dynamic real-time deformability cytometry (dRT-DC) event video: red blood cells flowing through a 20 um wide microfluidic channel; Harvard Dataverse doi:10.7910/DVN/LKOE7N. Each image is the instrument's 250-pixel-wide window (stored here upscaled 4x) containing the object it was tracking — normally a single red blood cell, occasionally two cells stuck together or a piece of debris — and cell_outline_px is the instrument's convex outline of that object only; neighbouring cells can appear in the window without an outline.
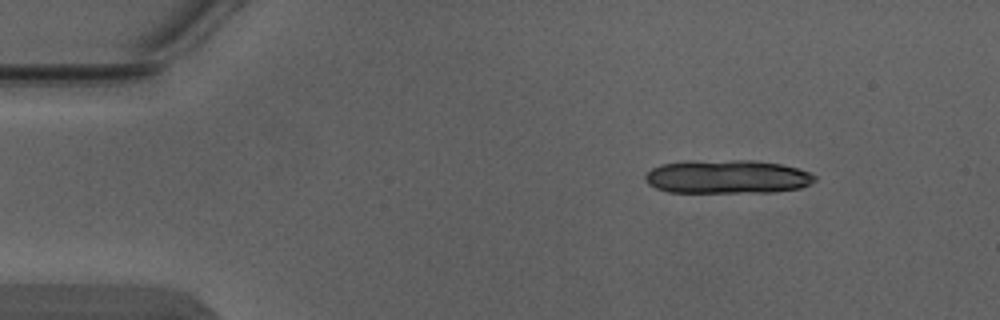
{"species": "Egyptian fruit bat (a non-hibernating species)", "species_latin": "Rousettus aegyptiacus", "temperature_condition": "warm", "stored_images_in_passage": 4, "segment_of_instrument_passage": [1, 2], "camera_frame_rate_fps": 3000, "um_per_image_px": 0.085, "animal": {"sex": "male"}, "frame": {"image": 1, "passage_image": 1, "time_ms": 0.0, "image_size_px": [1000, 320], "cell_outline_px": [[816, 180], [800, 188], [772, 192], [668, 192], [656, 188], [648, 184], [644, 180], [644, 176], [652, 168], [660, 164], [684, 160], [756, 160], [780, 164], [796, 168], [808, 172], [816, 176]], "centroid_in_image_um": [61.76, 15.01], "position_along_channel_um": 23.2, "area_um2": 33.52}}